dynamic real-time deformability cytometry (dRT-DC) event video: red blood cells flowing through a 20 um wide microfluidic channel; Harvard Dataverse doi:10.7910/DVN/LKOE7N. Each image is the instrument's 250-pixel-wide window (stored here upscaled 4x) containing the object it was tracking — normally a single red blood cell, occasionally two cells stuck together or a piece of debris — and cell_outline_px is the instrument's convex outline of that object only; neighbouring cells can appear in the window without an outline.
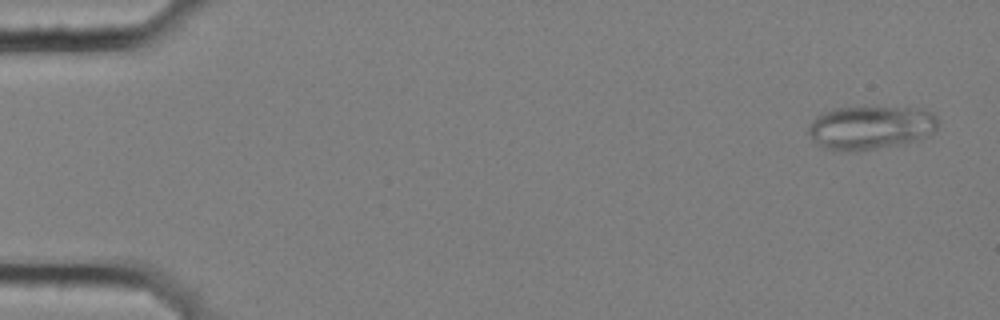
{"species": "common noctule bat (a hibernating species)", "species_latin": "Nyctalus noctula", "temperature_condition": "cold", "stored_images_in_passage": 6, "camera_frame_rate_fps": 3000, "um_per_image_px": 0.085, "animal": {"sex": "female", "body_mass_g": 25.1}, "frame": {"image": 1, "passage_image": 1, "time_ms": 0.0, "image_size_px": [1000, 320], "cell_outline_px": [[936, 128], [928, 136], [916, 140], [900, 144], [852, 152], [832, 152], [816, 144], [812, 140], [808, 132], [808, 128], [816, 116], [824, 112], [836, 108], [920, 108], [932, 112], [936, 116]], "centroid_in_image_um": [73.95, 10.87], "position_along_channel_um": 11.1, "area_um2": 32.89}}